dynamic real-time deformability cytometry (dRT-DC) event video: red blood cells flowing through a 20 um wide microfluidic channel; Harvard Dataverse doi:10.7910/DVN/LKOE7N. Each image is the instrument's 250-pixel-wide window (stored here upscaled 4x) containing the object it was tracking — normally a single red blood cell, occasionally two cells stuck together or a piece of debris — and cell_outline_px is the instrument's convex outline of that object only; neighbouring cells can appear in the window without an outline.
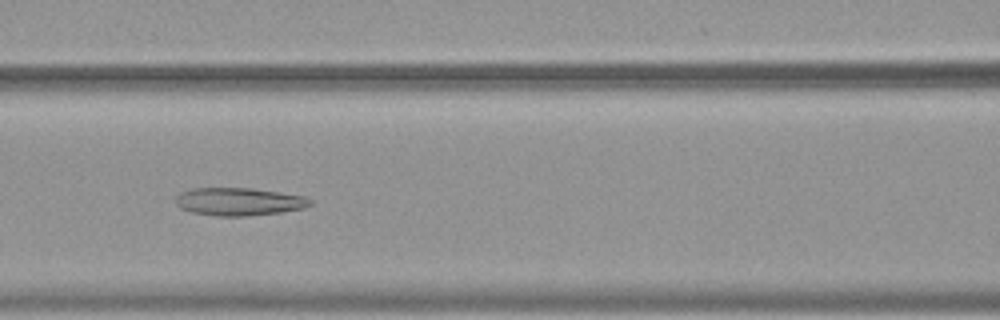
{"species": "common noctule bat (a hibernating species)", "species_latin": "Nyctalus noctula", "temperature_condition": "warm", "stored_images_in_passage": 54, "camera_frame_rate_fps": 3000, "um_per_image_px": 0.085, "animal": {"sex": "female", "body_mass_g": 19.9}, "frame": {"image": 1, "passage_image": 24, "time_ms": 7.667, "image_size_px": [1000, 320], "cell_outline_px": [[312, 204], [304, 208], [280, 212], [248, 216], [212, 216], [192, 212], [180, 208], [176, 204], [176, 196], [180, 192], [192, 188], [252, 188], [280, 192], [304, 196], [312, 200]], "centroid_in_image_um": [20.3, 17.14], "position_along_channel_um": 146.3, "area_um2": 21.96}}
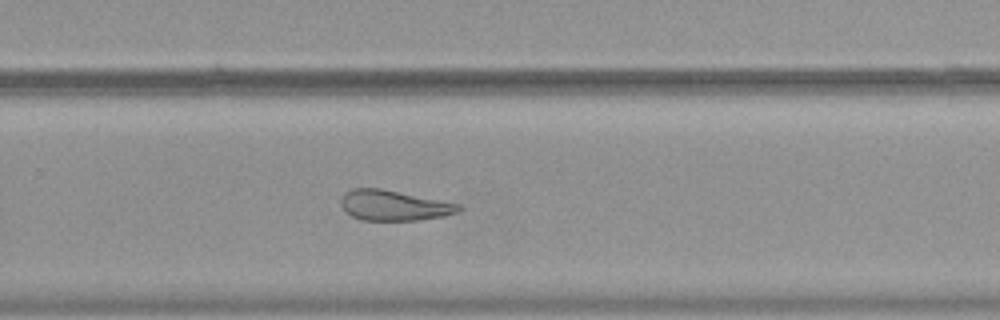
{"frame": {"image": 2, "passage_image": 36, "time_ms": 11.667, "image_size_px": [1000, 320], "cell_outline_px": [[464, 208], [456, 212], [444, 216], [420, 220], [360, 220], [352, 216], [340, 204], [340, 200], [344, 192], [352, 188], [380, 188], [460, 204]], "centroid_in_image_um": [33.47, 17.46], "position_along_channel_um": 296.3, "area_um2": 20.75}}
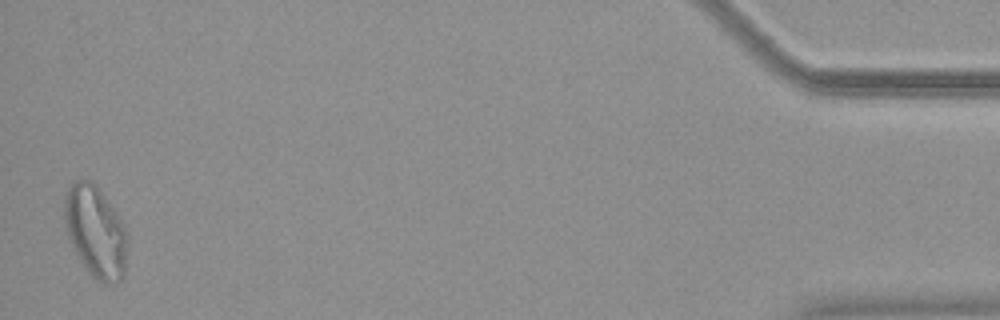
{"frame": {"image": 3, "passage_image": 53, "time_ms": 17.333, "image_size_px": [1000, 320], "cell_outline_px": [[128, 244], [124, 276], [116, 284], [104, 284], [96, 280], [84, 268], [72, 248], [68, 236], [64, 216], [64, 192], [76, 180], [88, 180], [96, 184], [116, 212], [124, 224], [128, 236]], "centroid_in_image_um": [8.13, 19.73], "position_along_channel_um": 427.1, "area_um2": 34.16}, "authors_computed_cell_mechanics": {"area_um2": 28.0619, "velocity_mm_per_s": 3.768, "shape_relaxation_time_tau1_ms": null, "shape_relaxation_time_tau2_ms": 4.3103, "deformation_change_tau1": null, "deformation_change_tau2": 0.1378}}